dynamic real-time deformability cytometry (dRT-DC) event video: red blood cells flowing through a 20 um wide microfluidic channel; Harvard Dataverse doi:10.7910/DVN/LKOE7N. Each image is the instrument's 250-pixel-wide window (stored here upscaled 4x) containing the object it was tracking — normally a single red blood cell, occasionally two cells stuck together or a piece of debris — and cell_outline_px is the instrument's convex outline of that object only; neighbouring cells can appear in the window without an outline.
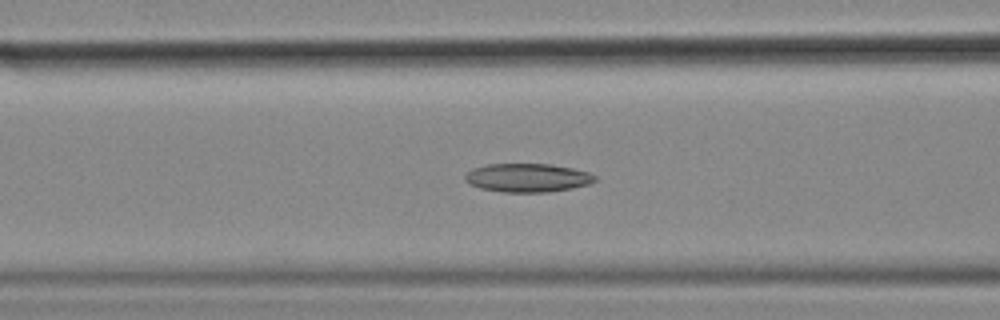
{"species": "common noctule bat (a hibernating species)", "species_latin": "Nyctalus noctula", "temperature_condition": "cold", "stored_images_in_passage": 56, "camera_frame_rate_fps": 3000, "um_per_image_px": 0.085, "animal": {"sex": "female", "body_mass_g": 18.4}, "frame": {"image": 1, "passage_image": 22, "time_ms": 7.0, "image_size_px": [1000, 320], "cell_outline_px": [[596, 180], [588, 184], [572, 188], [548, 192], [504, 192], [480, 188], [468, 184], [464, 180], [464, 176], [472, 168], [488, 164], [548, 164], [572, 168], [588, 172], [596, 176]], "centroid_in_image_um": [44.8, 15.11], "position_along_channel_um": 121.8, "area_um2": 21.62}}
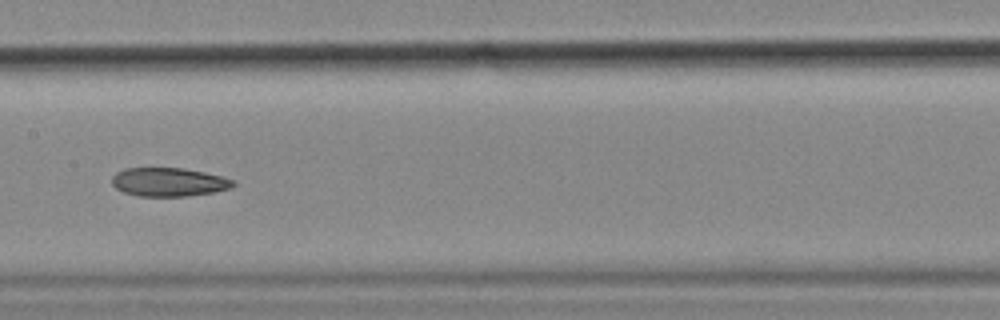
{"frame": {"image": 2, "passage_image": 28, "time_ms": 9.0, "image_size_px": [1000, 320], "cell_outline_px": [[236, 184], [232, 188], [212, 192], [184, 196], [140, 196], [124, 192], [116, 188], [112, 184], [112, 176], [116, 172], [124, 168], [184, 168], [204, 172], [220, 176], [232, 180]], "centroid_in_image_um": [14.32, 15.46], "position_along_channel_um": 193.1, "area_um2": 20.11}}
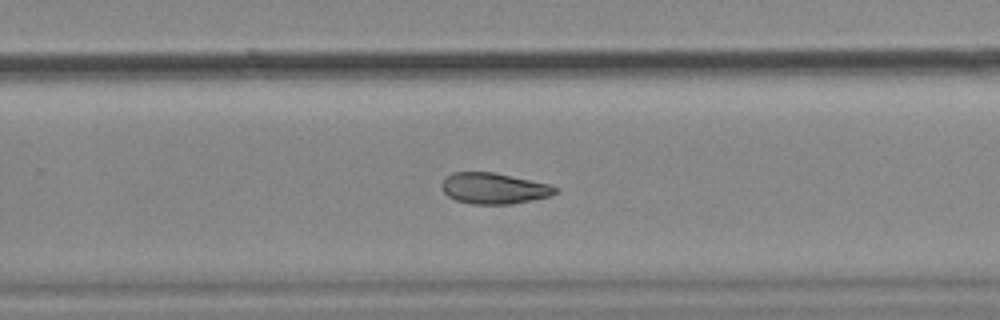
{"frame": {"image": 3, "passage_image": 36, "time_ms": 11.667, "image_size_px": [1000, 320], "cell_outline_px": [[560, 188], [556, 192], [548, 196], [532, 200], [512, 204], [468, 204], [456, 200], [448, 196], [440, 188], [440, 184], [452, 172], [492, 172], [548, 184]], "centroid_in_image_um": [41.94, 16.02], "position_along_channel_um": 287.9, "area_um2": 20.4}, "authors_computed_cell_mechanics": {"area_um2": 22.4842, "velocity_mm_per_s": 3.5684, "shape_relaxation_time_tau1_ms": null, "shape_relaxation_time_tau2_ms": 4.939, "deformation_change_tau1": null, "deformation_change_tau2": 0.1093}}